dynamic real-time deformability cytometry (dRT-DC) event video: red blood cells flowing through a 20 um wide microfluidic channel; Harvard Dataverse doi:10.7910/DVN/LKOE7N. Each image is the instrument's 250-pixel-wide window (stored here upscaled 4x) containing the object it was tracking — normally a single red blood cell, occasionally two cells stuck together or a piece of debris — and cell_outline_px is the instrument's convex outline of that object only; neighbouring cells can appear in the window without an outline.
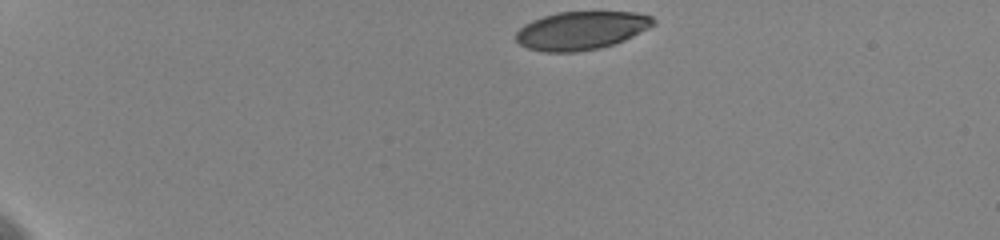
{"species": "human", "species_latin": "Homo sapiens", "temperature_condition": "cold", "stored_images_in_passage": 35, "camera_frame_rate_fps": 3000, "um_per_image_px": 0.085, "donor": {"sex": "female"}, "frame": {"image": 1, "passage_image": 1, "time_ms": 0.0, "image_size_px": [1000, 240], "cell_outline_px": [[656, 24], [624, 40], [600, 48], [576, 52], [544, 52], [528, 48], [520, 44], [516, 40], [516, 32], [524, 24], [532, 20], [556, 12], [636, 12], [652, 16], [656, 20]], "centroid_in_image_um": [49.41, 2.59], "position_along_channel_um": 35.6, "area_um2": 30.63}}
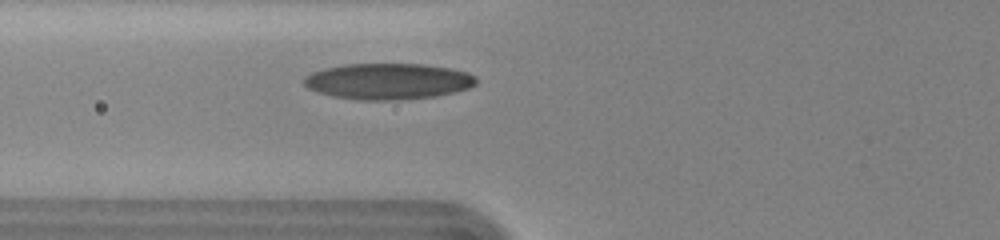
{"frame": {"image": 2, "passage_image": 14, "time_ms": 4.0, "image_size_px": [1000, 240], "cell_outline_px": [[476, 84], [468, 88], [436, 96], [400, 100], [356, 100], [336, 96], [320, 92], [308, 88], [304, 84], [304, 80], [312, 72], [324, 68], [344, 64], [424, 64], [452, 68], [468, 72], [476, 76]], "centroid_in_image_um": [33.03, 6.9], "position_along_channel_um": 92.8, "area_um2": 36.13}}
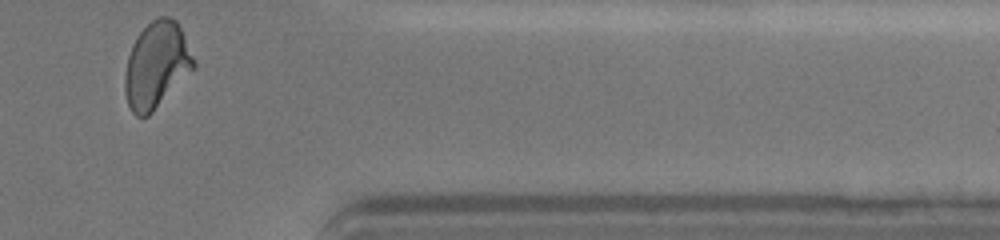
{"frame": {"image": 3, "passage_image": 35, "time_ms": 12.667, "image_size_px": [1000, 240], "cell_outline_px": [[196, 64], [152, 112], [148, 116], [136, 116], [132, 112], [128, 104], [124, 92], [124, 76], [128, 56], [132, 44], [140, 32], [152, 20], [160, 16], [168, 16], [176, 20], [196, 60]], "centroid_in_image_um": [13.27, 5.51], "position_along_channel_um": 398.1, "area_um2": 33.99}, "authors_computed_cell_mechanics": {"area_um2": 33.7552, "velocity_mm_per_s": 3.6268, "shape_relaxation_time_tau1_ms": 5.0794, "shape_relaxation_time_tau2_ms": 1.5053, "deformation_change_tau1": 0.1829, "deformation_change_tau2": 0.0656}}